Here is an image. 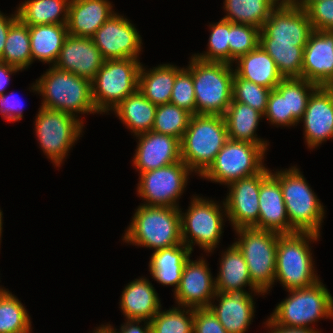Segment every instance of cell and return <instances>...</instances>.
<instances>
[{
	"label": "cell",
	"mask_w": 333,
	"mask_h": 333,
	"mask_svg": "<svg viewBox=\"0 0 333 333\" xmlns=\"http://www.w3.org/2000/svg\"><path fill=\"white\" fill-rule=\"evenodd\" d=\"M222 203L223 207L214 200L193 196L187 212L180 209L182 241L191 252L195 244L205 253H212L217 247L223 233V217L227 216Z\"/></svg>",
	"instance_id": "30bf717a"
},
{
	"label": "cell",
	"mask_w": 333,
	"mask_h": 333,
	"mask_svg": "<svg viewBox=\"0 0 333 333\" xmlns=\"http://www.w3.org/2000/svg\"><path fill=\"white\" fill-rule=\"evenodd\" d=\"M108 0H70L68 34L92 38L96 31L115 13Z\"/></svg>",
	"instance_id": "cb8c5ba5"
},
{
	"label": "cell",
	"mask_w": 333,
	"mask_h": 333,
	"mask_svg": "<svg viewBox=\"0 0 333 333\" xmlns=\"http://www.w3.org/2000/svg\"><path fill=\"white\" fill-rule=\"evenodd\" d=\"M120 307L127 320L151 321L161 309V302L152 283L146 278L131 281L124 288Z\"/></svg>",
	"instance_id": "d4e9b609"
},
{
	"label": "cell",
	"mask_w": 333,
	"mask_h": 333,
	"mask_svg": "<svg viewBox=\"0 0 333 333\" xmlns=\"http://www.w3.org/2000/svg\"><path fill=\"white\" fill-rule=\"evenodd\" d=\"M301 78L333 86V31L313 30L303 51Z\"/></svg>",
	"instance_id": "ffe728a7"
},
{
	"label": "cell",
	"mask_w": 333,
	"mask_h": 333,
	"mask_svg": "<svg viewBox=\"0 0 333 333\" xmlns=\"http://www.w3.org/2000/svg\"><path fill=\"white\" fill-rule=\"evenodd\" d=\"M313 30L333 31V0H320L305 9Z\"/></svg>",
	"instance_id": "bcb514c9"
},
{
	"label": "cell",
	"mask_w": 333,
	"mask_h": 333,
	"mask_svg": "<svg viewBox=\"0 0 333 333\" xmlns=\"http://www.w3.org/2000/svg\"><path fill=\"white\" fill-rule=\"evenodd\" d=\"M252 296V292H246L245 289L217 292L208 308L227 333H245L255 313V302ZM215 299L219 301L218 305H213Z\"/></svg>",
	"instance_id": "603a6c76"
},
{
	"label": "cell",
	"mask_w": 333,
	"mask_h": 333,
	"mask_svg": "<svg viewBox=\"0 0 333 333\" xmlns=\"http://www.w3.org/2000/svg\"><path fill=\"white\" fill-rule=\"evenodd\" d=\"M31 89L44 98L40 107L69 113L76 118L78 113L99 114L92 100L91 81L54 65L33 83Z\"/></svg>",
	"instance_id": "6da1fadb"
},
{
	"label": "cell",
	"mask_w": 333,
	"mask_h": 333,
	"mask_svg": "<svg viewBox=\"0 0 333 333\" xmlns=\"http://www.w3.org/2000/svg\"><path fill=\"white\" fill-rule=\"evenodd\" d=\"M193 333H227L209 308L194 309Z\"/></svg>",
	"instance_id": "7dc6e473"
},
{
	"label": "cell",
	"mask_w": 333,
	"mask_h": 333,
	"mask_svg": "<svg viewBox=\"0 0 333 333\" xmlns=\"http://www.w3.org/2000/svg\"><path fill=\"white\" fill-rule=\"evenodd\" d=\"M235 64L234 72L239 77L269 89H275L284 78L274 60L260 45L239 57Z\"/></svg>",
	"instance_id": "484cf974"
},
{
	"label": "cell",
	"mask_w": 333,
	"mask_h": 333,
	"mask_svg": "<svg viewBox=\"0 0 333 333\" xmlns=\"http://www.w3.org/2000/svg\"><path fill=\"white\" fill-rule=\"evenodd\" d=\"M220 268L215 278L217 292H228L230 290L244 289L247 285L252 293L263 295L251 282L247 263L233 243L222 253Z\"/></svg>",
	"instance_id": "f1b7e54d"
},
{
	"label": "cell",
	"mask_w": 333,
	"mask_h": 333,
	"mask_svg": "<svg viewBox=\"0 0 333 333\" xmlns=\"http://www.w3.org/2000/svg\"><path fill=\"white\" fill-rule=\"evenodd\" d=\"M104 61L92 38L68 34L54 66L92 81Z\"/></svg>",
	"instance_id": "7402d4cb"
},
{
	"label": "cell",
	"mask_w": 333,
	"mask_h": 333,
	"mask_svg": "<svg viewBox=\"0 0 333 333\" xmlns=\"http://www.w3.org/2000/svg\"><path fill=\"white\" fill-rule=\"evenodd\" d=\"M170 103L182 108L192 115L196 114L195 91L193 76L187 68H182L174 81Z\"/></svg>",
	"instance_id": "ee69618b"
},
{
	"label": "cell",
	"mask_w": 333,
	"mask_h": 333,
	"mask_svg": "<svg viewBox=\"0 0 333 333\" xmlns=\"http://www.w3.org/2000/svg\"><path fill=\"white\" fill-rule=\"evenodd\" d=\"M260 29L229 21L230 64L259 45Z\"/></svg>",
	"instance_id": "7bdbcfd3"
},
{
	"label": "cell",
	"mask_w": 333,
	"mask_h": 333,
	"mask_svg": "<svg viewBox=\"0 0 333 333\" xmlns=\"http://www.w3.org/2000/svg\"><path fill=\"white\" fill-rule=\"evenodd\" d=\"M192 171L181 160L179 162L146 171L139 176L137 194L144 199L143 205L176 207L183 194Z\"/></svg>",
	"instance_id": "4fadbf2b"
},
{
	"label": "cell",
	"mask_w": 333,
	"mask_h": 333,
	"mask_svg": "<svg viewBox=\"0 0 333 333\" xmlns=\"http://www.w3.org/2000/svg\"><path fill=\"white\" fill-rule=\"evenodd\" d=\"M266 327L270 329L269 333H320L313 328H291L281 327L273 324L269 319L265 322Z\"/></svg>",
	"instance_id": "816d5d0a"
},
{
	"label": "cell",
	"mask_w": 333,
	"mask_h": 333,
	"mask_svg": "<svg viewBox=\"0 0 333 333\" xmlns=\"http://www.w3.org/2000/svg\"><path fill=\"white\" fill-rule=\"evenodd\" d=\"M263 114L250 106L232 99L223 117L226 123L228 139L260 145L268 150V142L257 137L256 130Z\"/></svg>",
	"instance_id": "4316f807"
},
{
	"label": "cell",
	"mask_w": 333,
	"mask_h": 333,
	"mask_svg": "<svg viewBox=\"0 0 333 333\" xmlns=\"http://www.w3.org/2000/svg\"><path fill=\"white\" fill-rule=\"evenodd\" d=\"M317 1L320 0H296V2L293 5L299 7L300 9L305 10L310 4Z\"/></svg>",
	"instance_id": "db71d44e"
},
{
	"label": "cell",
	"mask_w": 333,
	"mask_h": 333,
	"mask_svg": "<svg viewBox=\"0 0 333 333\" xmlns=\"http://www.w3.org/2000/svg\"><path fill=\"white\" fill-rule=\"evenodd\" d=\"M35 121L39 146L47 158L60 167L69 150L81 137L83 121L69 113L43 107L39 108Z\"/></svg>",
	"instance_id": "8fae6325"
},
{
	"label": "cell",
	"mask_w": 333,
	"mask_h": 333,
	"mask_svg": "<svg viewBox=\"0 0 333 333\" xmlns=\"http://www.w3.org/2000/svg\"><path fill=\"white\" fill-rule=\"evenodd\" d=\"M92 39L105 60L138 59L143 44L135 26L118 13H114Z\"/></svg>",
	"instance_id": "9a60e30c"
},
{
	"label": "cell",
	"mask_w": 333,
	"mask_h": 333,
	"mask_svg": "<svg viewBox=\"0 0 333 333\" xmlns=\"http://www.w3.org/2000/svg\"><path fill=\"white\" fill-rule=\"evenodd\" d=\"M122 238L154 251L182 244L180 208L139 205Z\"/></svg>",
	"instance_id": "7a4b0ae2"
},
{
	"label": "cell",
	"mask_w": 333,
	"mask_h": 333,
	"mask_svg": "<svg viewBox=\"0 0 333 333\" xmlns=\"http://www.w3.org/2000/svg\"><path fill=\"white\" fill-rule=\"evenodd\" d=\"M93 333H103L99 328L93 331Z\"/></svg>",
	"instance_id": "6f0895ef"
},
{
	"label": "cell",
	"mask_w": 333,
	"mask_h": 333,
	"mask_svg": "<svg viewBox=\"0 0 333 333\" xmlns=\"http://www.w3.org/2000/svg\"><path fill=\"white\" fill-rule=\"evenodd\" d=\"M156 108L157 106L137 89L121 101L113 111L136 136L152 130Z\"/></svg>",
	"instance_id": "1f68e13d"
},
{
	"label": "cell",
	"mask_w": 333,
	"mask_h": 333,
	"mask_svg": "<svg viewBox=\"0 0 333 333\" xmlns=\"http://www.w3.org/2000/svg\"><path fill=\"white\" fill-rule=\"evenodd\" d=\"M271 174L280 182L290 226L296 232L320 235L324 206L296 166Z\"/></svg>",
	"instance_id": "8992f818"
},
{
	"label": "cell",
	"mask_w": 333,
	"mask_h": 333,
	"mask_svg": "<svg viewBox=\"0 0 333 333\" xmlns=\"http://www.w3.org/2000/svg\"><path fill=\"white\" fill-rule=\"evenodd\" d=\"M224 204L227 218L234 230L241 227H253L259 219L260 172L241 178L227 185Z\"/></svg>",
	"instance_id": "d6986e66"
},
{
	"label": "cell",
	"mask_w": 333,
	"mask_h": 333,
	"mask_svg": "<svg viewBox=\"0 0 333 333\" xmlns=\"http://www.w3.org/2000/svg\"><path fill=\"white\" fill-rule=\"evenodd\" d=\"M190 59L187 69L193 76L196 114L223 116L233 99V65L193 55Z\"/></svg>",
	"instance_id": "3957f363"
},
{
	"label": "cell",
	"mask_w": 333,
	"mask_h": 333,
	"mask_svg": "<svg viewBox=\"0 0 333 333\" xmlns=\"http://www.w3.org/2000/svg\"><path fill=\"white\" fill-rule=\"evenodd\" d=\"M69 2L70 0H25L17 8V16L27 26L67 24Z\"/></svg>",
	"instance_id": "d6a6232c"
},
{
	"label": "cell",
	"mask_w": 333,
	"mask_h": 333,
	"mask_svg": "<svg viewBox=\"0 0 333 333\" xmlns=\"http://www.w3.org/2000/svg\"><path fill=\"white\" fill-rule=\"evenodd\" d=\"M126 322L121 325L120 331L116 332L117 329H114L110 324L101 325L99 329L103 333H150V322L144 321V327L139 326L142 321L138 320H125Z\"/></svg>",
	"instance_id": "681fc988"
},
{
	"label": "cell",
	"mask_w": 333,
	"mask_h": 333,
	"mask_svg": "<svg viewBox=\"0 0 333 333\" xmlns=\"http://www.w3.org/2000/svg\"><path fill=\"white\" fill-rule=\"evenodd\" d=\"M259 45L274 60L284 78L301 77L304 51L302 47L273 42H259Z\"/></svg>",
	"instance_id": "74e56055"
},
{
	"label": "cell",
	"mask_w": 333,
	"mask_h": 333,
	"mask_svg": "<svg viewBox=\"0 0 333 333\" xmlns=\"http://www.w3.org/2000/svg\"><path fill=\"white\" fill-rule=\"evenodd\" d=\"M191 117V113L172 103L159 105L156 108L152 131L175 137L181 142Z\"/></svg>",
	"instance_id": "f35d334b"
},
{
	"label": "cell",
	"mask_w": 333,
	"mask_h": 333,
	"mask_svg": "<svg viewBox=\"0 0 333 333\" xmlns=\"http://www.w3.org/2000/svg\"><path fill=\"white\" fill-rule=\"evenodd\" d=\"M32 61L39 60L53 66L68 35L66 24L29 26Z\"/></svg>",
	"instance_id": "4dcf8cb0"
},
{
	"label": "cell",
	"mask_w": 333,
	"mask_h": 333,
	"mask_svg": "<svg viewBox=\"0 0 333 333\" xmlns=\"http://www.w3.org/2000/svg\"><path fill=\"white\" fill-rule=\"evenodd\" d=\"M228 140L224 117L221 115H192L180 142L181 160L201 176L213 163L217 153Z\"/></svg>",
	"instance_id": "277c9868"
},
{
	"label": "cell",
	"mask_w": 333,
	"mask_h": 333,
	"mask_svg": "<svg viewBox=\"0 0 333 333\" xmlns=\"http://www.w3.org/2000/svg\"><path fill=\"white\" fill-rule=\"evenodd\" d=\"M319 234L296 232L278 237L275 280L285 289L309 287L320 281L314 267L310 243L318 241ZM316 274H315V273Z\"/></svg>",
	"instance_id": "5b68a950"
},
{
	"label": "cell",
	"mask_w": 333,
	"mask_h": 333,
	"mask_svg": "<svg viewBox=\"0 0 333 333\" xmlns=\"http://www.w3.org/2000/svg\"><path fill=\"white\" fill-rule=\"evenodd\" d=\"M161 310L150 321V333H193L194 309L177 306Z\"/></svg>",
	"instance_id": "ab89813d"
},
{
	"label": "cell",
	"mask_w": 333,
	"mask_h": 333,
	"mask_svg": "<svg viewBox=\"0 0 333 333\" xmlns=\"http://www.w3.org/2000/svg\"><path fill=\"white\" fill-rule=\"evenodd\" d=\"M23 105L13 93L0 96V114L8 122L19 121L23 117Z\"/></svg>",
	"instance_id": "c3c4849f"
},
{
	"label": "cell",
	"mask_w": 333,
	"mask_h": 333,
	"mask_svg": "<svg viewBox=\"0 0 333 333\" xmlns=\"http://www.w3.org/2000/svg\"><path fill=\"white\" fill-rule=\"evenodd\" d=\"M136 137L138 145L132 161L139 174L181 161L177 138L152 130Z\"/></svg>",
	"instance_id": "44dd1931"
},
{
	"label": "cell",
	"mask_w": 333,
	"mask_h": 333,
	"mask_svg": "<svg viewBox=\"0 0 333 333\" xmlns=\"http://www.w3.org/2000/svg\"><path fill=\"white\" fill-rule=\"evenodd\" d=\"M210 36L207 52L193 54L203 61L224 62L230 64L229 21L221 18L218 23L210 24Z\"/></svg>",
	"instance_id": "60d3db41"
},
{
	"label": "cell",
	"mask_w": 333,
	"mask_h": 333,
	"mask_svg": "<svg viewBox=\"0 0 333 333\" xmlns=\"http://www.w3.org/2000/svg\"><path fill=\"white\" fill-rule=\"evenodd\" d=\"M139 59L105 60L91 81L92 100L102 114L112 111L121 101L138 89Z\"/></svg>",
	"instance_id": "9c48e42d"
},
{
	"label": "cell",
	"mask_w": 333,
	"mask_h": 333,
	"mask_svg": "<svg viewBox=\"0 0 333 333\" xmlns=\"http://www.w3.org/2000/svg\"><path fill=\"white\" fill-rule=\"evenodd\" d=\"M18 18L17 11L11 16H6L0 11V59L2 58L5 42L11 24Z\"/></svg>",
	"instance_id": "f907efd6"
},
{
	"label": "cell",
	"mask_w": 333,
	"mask_h": 333,
	"mask_svg": "<svg viewBox=\"0 0 333 333\" xmlns=\"http://www.w3.org/2000/svg\"><path fill=\"white\" fill-rule=\"evenodd\" d=\"M264 117L272 125L292 126V113H288L287 94H280L276 89H272Z\"/></svg>",
	"instance_id": "f6af8a7d"
},
{
	"label": "cell",
	"mask_w": 333,
	"mask_h": 333,
	"mask_svg": "<svg viewBox=\"0 0 333 333\" xmlns=\"http://www.w3.org/2000/svg\"><path fill=\"white\" fill-rule=\"evenodd\" d=\"M317 84L301 77L283 78L276 86L280 94H287L288 113H292V126L299 123L306 110V106Z\"/></svg>",
	"instance_id": "8d00e7d4"
},
{
	"label": "cell",
	"mask_w": 333,
	"mask_h": 333,
	"mask_svg": "<svg viewBox=\"0 0 333 333\" xmlns=\"http://www.w3.org/2000/svg\"><path fill=\"white\" fill-rule=\"evenodd\" d=\"M141 64L138 76V90L154 105L170 103L176 74L182 69L172 64H161L145 70Z\"/></svg>",
	"instance_id": "f546056e"
},
{
	"label": "cell",
	"mask_w": 333,
	"mask_h": 333,
	"mask_svg": "<svg viewBox=\"0 0 333 333\" xmlns=\"http://www.w3.org/2000/svg\"><path fill=\"white\" fill-rule=\"evenodd\" d=\"M276 1L278 4H286V5H293L296 2V0H276Z\"/></svg>",
	"instance_id": "11a10c76"
},
{
	"label": "cell",
	"mask_w": 333,
	"mask_h": 333,
	"mask_svg": "<svg viewBox=\"0 0 333 333\" xmlns=\"http://www.w3.org/2000/svg\"><path fill=\"white\" fill-rule=\"evenodd\" d=\"M0 62L17 67L21 71L33 63L29 26L19 18L11 24Z\"/></svg>",
	"instance_id": "e575fe53"
},
{
	"label": "cell",
	"mask_w": 333,
	"mask_h": 333,
	"mask_svg": "<svg viewBox=\"0 0 333 333\" xmlns=\"http://www.w3.org/2000/svg\"><path fill=\"white\" fill-rule=\"evenodd\" d=\"M303 122L305 142L311 150L333 139V86H318L309 97Z\"/></svg>",
	"instance_id": "ac0fdd59"
},
{
	"label": "cell",
	"mask_w": 333,
	"mask_h": 333,
	"mask_svg": "<svg viewBox=\"0 0 333 333\" xmlns=\"http://www.w3.org/2000/svg\"><path fill=\"white\" fill-rule=\"evenodd\" d=\"M287 292L290 295L278 303L268 318L273 324L281 327L312 328L310 324L320 318L333 319V297L321 280L309 287Z\"/></svg>",
	"instance_id": "52a82bcc"
},
{
	"label": "cell",
	"mask_w": 333,
	"mask_h": 333,
	"mask_svg": "<svg viewBox=\"0 0 333 333\" xmlns=\"http://www.w3.org/2000/svg\"><path fill=\"white\" fill-rule=\"evenodd\" d=\"M271 90L272 89L245 80L234 72L233 100L246 104L263 115L267 109L268 98Z\"/></svg>",
	"instance_id": "b9f144b4"
},
{
	"label": "cell",
	"mask_w": 333,
	"mask_h": 333,
	"mask_svg": "<svg viewBox=\"0 0 333 333\" xmlns=\"http://www.w3.org/2000/svg\"><path fill=\"white\" fill-rule=\"evenodd\" d=\"M223 19L232 23L262 28L270 12L279 4L276 0H225Z\"/></svg>",
	"instance_id": "836d02e7"
},
{
	"label": "cell",
	"mask_w": 333,
	"mask_h": 333,
	"mask_svg": "<svg viewBox=\"0 0 333 333\" xmlns=\"http://www.w3.org/2000/svg\"><path fill=\"white\" fill-rule=\"evenodd\" d=\"M235 232L238 240L234 244L247 263L251 282L266 294L274 285L277 244L281 234L254 227L237 228Z\"/></svg>",
	"instance_id": "ba28073f"
},
{
	"label": "cell",
	"mask_w": 333,
	"mask_h": 333,
	"mask_svg": "<svg viewBox=\"0 0 333 333\" xmlns=\"http://www.w3.org/2000/svg\"><path fill=\"white\" fill-rule=\"evenodd\" d=\"M25 306L9 290L0 292V333H31V320Z\"/></svg>",
	"instance_id": "d590c367"
},
{
	"label": "cell",
	"mask_w": 333,
	"mask_h": 333,
	"mask_svg": "<svg viewBox=\"0 0 333 333\" xmlns=\"http://www.w3.org/2000/svg\"><path fill=\"white\" fill-rule=\"evenodd\" d=\"M312 32L305 10L294 5L279 4L260 29L259 42L292 44L304 49Z\"/></svg>",
	"instance_id": "5bb4252c"
},
{
	"label": "cell",
	"mask_w": 333,
	"mask_h": 333,
	"mask_svg": "<svg viewBox=\"0 0 333 333\" xmlns=\"http://www.w3.org/2000/svg\"><path fill=\"white\" fill-rule=\"evenodd\" d=\"M204 258L185 263L179 287L174 292L179 307L192 309L208 308L217 291L215 279Z\"/></svg>",
	"instance_id": "2e32d148"
},
{
	"label": "cell",
	"mask_w": 333,
	"mask_h": 333,
	"mask_svg": "<svg viewBox=\"0 0 333 333\" xmlns=\"http://www.w3.org/2000/svg\"><path fill=\"white\" fill-rule=\"evenodd\" d=\"M185 244L154 251L149 261V271L159 284L179 287L183 267L191 255Z\"/></svg>",
	"instance_id": "83f0119b"
},
{
	"label": "cell",
	"mask_w": 333,
	"mask_h": 333,
	"mask_svg": "<svg viewBox=\"0 0 333 333\" xmlns=\"http://www.w3.org/2000/svg\"><path fill=\"white\" fill-rule=\"evenodd\" d=\"M3 215V213H2V211H1V209H0V244H1V235H2V230H3V228H2V225H3V222H2V216Z\"/></svg>",
	"instance_id": "9f6ffc18"
},
{
	"label": "cell",
	"mask_w": 333,
	"mask_h": 333,
	"mask_svg": "<svg viewBox=\"0 0 333 333\" xmlns=\"http://www.w3.org/2000/svg\"><path fill=\"white\" fill-rule=\"evenodd\" d=\"M253 227L281 235L296 233L289 223L280 182L266 167L260 171L259 219Z\"/></svg>",
	"instance_id": "e0dca14e"
},
{
	"label": "cell",
	"mask_w": 333,
	"mask_h": 333,
	"mask_svg": "<svg viewBox=\"0 0 333 333\" xmlns=\"http://www.w3.org/2000/svg\"><path fill=\"white\" fill-rule=\"evenodd\" d=\"M266 152L258 144L228 139L200 177L229 185L241 178L258 174L265 167L263 161Z\"/></svg>",
	"instance_id": "7c38bea8"
},
{
	"label": "cell",
	"mask_w": 333,
	"mask_h": 333,
	"mask_svg": "<svg viewBox=\"0 0 333 333\" xmlns=\"http://www.w3.org/2000/svg\"><path fill=\"white\" fill-rule=\"evenodd\" d=\"M21 71L19 68L0 62V96L5 93V88L10 81V75Z\"/></svg>",
	"instance_id": "f5cc1de1"
}]
</instances>
